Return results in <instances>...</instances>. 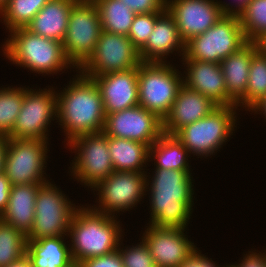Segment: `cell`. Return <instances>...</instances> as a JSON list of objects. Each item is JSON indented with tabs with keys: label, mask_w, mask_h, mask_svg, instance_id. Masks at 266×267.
<instances>
[{
	"label": "cell",
	"mask_w": 266,
	"mask_h": 267,
	"mask_svg": "<svg viewBox=\"0 0 266 267\" xmlns=\"http://www.w3.org/2000/svg\"><path fill=\"white\" fill-rule=\"evenodd\" d=\"M199 248H197L188 258H186L178 267H221L213 261L212 258H208L207 255L201 254ZM224 264L222 267H224Z\"/></svg>",
	"instance_id": "cell-39"
},
{
	"label": "cell",
	"mask_w": 266,
	"mask_h": 267,
	"mask_svg": "<svg viewBox=\"0 0 266 267\" xmlns=\"http://www.w3.org/2000/svg\"><path fill=\"white\" fill-rule=\"evenodd\" d=\"M183 84L209 97L218 106H236L227 93L220 64L207 61L181 60Z\"/></svg>",
	"instance_id": "cell-18"
},
{
	"label": "cell",
	"mask_w": 266,
	"mask_h": 267,
	"mask_svg": "<svg viewBox=\"0 0 266 267\" xmlns=\"http://www.w3.org/2000/svg\"><path fill=\"white\" fill-rule=\"evenodd\" d=\"M49 0H8L0 10V22L6 32L18 28H26L34 16L47 4Z\"/></svg>",
	"instance_id": "cell-30"
},
{
	"label": "cell",
	"mask_w": 266,
	"mask_h": 267,
	"mask_svg": "<svg viewBox=\"0 0 266 267\" xmlns=\"http://www.w3.org/2000/svg\"><path fill=\"white\" fill-rule=\"evenodd\" d=\"M238 18L248 42H255L266 34V0H250Z\"/></svg>",
	"instance_id": "cell-33"
},
{
	"label": "cell",
	"mask_w": 266,
	"mask_h": 267,
	"mask_svg": "<svg viewBox=\"0 0 266 267\" xmlns=\"http://www.w3.org/2000/svg\"><path fill=\"white\" fill-rule=\"evenodd\" d=\"M172 63L142 62L138 67L139 105L162 120L183 85V74Z\"/></svg>",
	"instance_id": "cell-6"
},
{
	"label": "cell",
	"mask_w": 266,
	"mask_h": 267,
	"mask_svg": "<svg viewBox=\"0 0 266 267\" xmlns=\"http://www.w3.org/2000/svg\"><path fill=\"white\" fill-rule=\"evenodd\" d=\"M240 109L218 106L209 115L181 128L175 136L193 157L208 159L217 154L237 130Z\"/></svg>",
	"instance_id": "cell-5"
},
{
	"label": "cell",
	"mask_w": 266,
	"mask_h": 267,
	"mask_svg": "<svg viewBox=\"0 0 266 267\" xmlns=\"http://www.w3.org/2000/svg\"><path fill=\"white\" fill-rule=\"evenodd\" d=\"M27 236L0 220V267H6L26 256Z\"/></svg>",
	"instance_id": "cell-32"
},
{
	"label": "cell",
	"mask_w": 266,
	"mask_h": 267,
	"mask_svg": "<svg viewBox=\"0 0 266 267\" xmlns=\"http://www.w3.org/2000/svg\"><path fill=\"white\" fill-rule=\"evenodd\" d=\"M258 50L255 42H248L237 52L220 62L227 93L237 102L246 92L250 62Z\"/></svg>",
	"instance_id": "cell-25"
},
{
	"label": "cell",
	"mask_w": 266,
	"mask_h": 267,
	"mask_svg": "<svg viewBox=\"0 0 266 267\" xmlns=\"http://www.w3.org/2000/svg\"><path fill=\"white\" fill-rule=\"evenodd\" d=\"M224 267H232L229 263L224 266Z\"/></svg>",
	"instance_id": "cell-47"
},
{
	"label": "cell",
	"mask_w": 266,
	"mask_h": 267,
	"mask_svg": "<svg viewBox=\"0 0 266 267\" xmlns=\"http://www.w3.org/2000/svg\"><path fill=\"white\" fill-rule=\"evenodd\" d=\"M135 14L163 12L166 0H120Z\"/></svg>",
	"instance_id": "cell-36"
},
{
	"label": "cell",
	"mask_w": 266,
	"mask_h": 267,
	"mask_svg": "<svg viewBox=\"0 0 266 267\" xmlns=\"http://www.w3.org/2000/svg\"><path fill=\"white\" fill-rule=\"evenodd\" d=\"M11 186L5 173L2 172L0 174V216L5 211L7 203L9 202Z\"/></svg>",
	"instance_id": "cell-41"
},
{
	"label": "cell",
	"mask_w": 266,
	"mask_h": 267,
	"mask_svg": "<svg viewBox=\"0 0 266 267\" xmlns=\"http://www.w3.org/2000/svg\"><path fill=\"white\" fill-rule=\"evenodd\" d=\"M90 191L95 197L97 195L96 205L91 206L95 211L118 217L135 209L140 202L144 203L143 198L148 197L146 172L114 171Z\"/></svg>",
	"instance_id": "cell-11"
},
{
	"label": "cell",
	"mask_w": 266,
	"mask_h": 267,
	"mask_svg": "<svg viewBox=\"0 0 266 267\" xmlns=\"http://www.w3.org/2000/svg\"><path fill=\"white\" fill-rule=\"evenodd\" d=\"M255 44L260 51L266 57V34H263L260 38L255 41Z\"/></svg>",
	"instance_id": "cell-44"
},
{
	"label": "cell",
	"mask_w": 266,
	"mask_h": 267,
	"mask_svg": "<svg viewBox=\"0 0 266 267\" xmlns=\"http://www.w3.org/2000/svg\"><path fill=\"white\" fill-rule=\"evenodd\" d=\"M248 111L251 112V115L252 113L261 115V117L265 118L264 120L266 122V96L259 100Z\"/></svg>",
	"instance_id": "cell-43"
},
{
	"label": "cell",
	"mask_w": 266,
	"mask_h": 267,
	"mask_svg": "<svg viewBox=\"0 0 266 267\" xmlns=\"http://www.w3.org/2000/svg\"><path fill=\"white\" fill-rule=\"evenodd\" d=\"M142 62L167 63L172 54H185V43L179 35L174 17L165 9L156 20L146 45L139 51ZM171 54V55H170Z\"/></svg>",
	"instance_id": "cell-20"
},
{
	"label": "cell",
	"mask_w": 266,
	"mask_h": 267,
	"mask_svg": "<svg viewBox=\"0 0 266 267\" xmlns=\"http://www.w3.org/2000/svg\"><path fill=\"white\" fill-rule=\"evenodd\" d=\"M77 267H123V260L117 249L100 257L83 260Z\"/></svg>",
	"instance_id": "cell-37"
},
{
	"label": "cell",
	"mask_w": 266,
	"mask_h": 267,
	"mask_svg": "<svg viewBox=\"0 0 266 267\" xmlns=\"http://www.w3.org/2000/svg\"><path fill=\"white\" fill-rule=\"evenodd\" d=\"M92 79L100 90L105 114L139 105L138 67L106 73Z\"/></svg>",
	"instance_id": "cell-19"
},
{
	"label": "cell",
	"mask_w": 266,
	"mask_h": 267,
	"mask_svg": "<svg viewBox=\"0 0 266 267\" xmlns=\"http://www.w3.org/2000/svg\"><path fill=\"white\" fill-rule=\"evenodd\" d=\"M166 9L184 43L206 32L224 15L216 0H166Z\"/></svg>",
	"instance_id": "cell-17"
},
{
	"label": "cell",
	"mask_w": 266,
	"mask_h": 267,
	"mask_svg": "<svg viewBox=\"0 0 266 267\" xmlns=\"http://www.w3.org/2000/svg\"><path fill=\"white\" fill-rule=\"evenodd\" d=\"M107 144L114 171L146 172L150 170L147 144L110 136H107Z\"/></svg>",
	"instance_id": "cell-26"
},
{
	"label": "cell",
	"mask_w": 266,
	"mask_h": 267,
	"mask_svg": "<svg viewBox=\"0 0 266 267\" xmlns=\"http://www.w3.org/2000/svg\"><path fill=\"white\" fill-rule=\"evenodd\" d=\"M51 180L38 190L34 224L27 240L68 236L70 221L79 203H73L61 187Z\"/></svg>",
	"instance_id": "cell-10"
},
{
	"label": "cell",
	"mask_w": 266,
	"mask_h": 267,
	"mask_svg": "<svg viewBox=\"0 0 266 267\" xmlns=\"http://www.w3.org/2000/svg\"><path fill=\"white\" fill-rule=\"evenodd\" d=\"M64 148L75 155L68 173L88 191L114 172L107 136L103 132L75 137L68 144L64 143Z\"/></svg>",
	"instance_id": "cell-7"
},
{
	"label": "cell",
	"mask_w": 266,
	"mask_h": 267,
	"mask_svg": "<svg viewBox=\"0 0 266 267\" xmlns=\"http://www.w3.org/2000/svg\"><path fill=\"white\" fill-rule=\"evenodd\" d=\"M42 185H12L9 202L0 216V220L15 227L27 236L34 224L36 197Z\"/></svg>",
	"instance_id": "cell-22"
},
{
	"label": "cell",
	"mask_w": 266,
	"mask_h": 267,
	"mask_svg": "<svg viewBox=\"0 0 266 267\" xmlns=\"http://www.w3.org/2000/svg\"><path fill=\"white\" fill-rule=\"evenodd\" d=\"M141 63L139 50L128 36L102 30L93 55L79 71L92 79L110 72L130 70Z\"/></svg>",
	"instance_id": "cell-14"
},
{
	"label": "cell",
	"mask_w": 266,
	"mask_h": 267,
	"mask_svg": "<svg viewBox=\"0 0 266 267\" xmlns=\"http://www.w3.org/2000/svg\"><path fill=\"white\" fill-rule=\"evenodd\" d=\"M189 151L175 135L162 134L150 147L148 162L153 169L193 171Z\"/></svg>",
	"instance_id": "cell-27"
},
{
	"label": "cell",
	"mask_w": 266,
	"mask_h": 267,
	"mask_svg": "<svg viewBox=\"0 0 266 267\" xmlns=\"http://www.w3.org/2000/svg\"><path fill=\"white\" fill-rule=\"evenodd\" d=\"M0 87V135L10 136L21 111L24 92L29 86Z\"/></svg>",
	"instance_id": "cell-31"
},
{
	"label": "cell",
	"mask_w": 266,
	"mask_h": 267,
	"mask_svg": "<svg viewBox=\"0 0 266 267\" xmlns=\"http://www.w3.org/2000/svg\"><path fill=\"white\" fill-rule=\"evenodd\" d=\"M122 238L118 251L123 260V267H156L146 243L140 238L137 244L124 246ZM134 244V245H133ZM123 246V247H122Z\"/></svg>",
	"instance_id": "cell-34"
},
{
	"label": "cell",
	"mask_w": 266,
	"mask_h": 267,
	"mask_svg": "<svg viewBox=\"0 0 266 267\" xmlns=\"http://www.w3.org/2000/svg\"><path fill=\"white\" fill-rule=\"evenodd\" d=\"M264 251V252H263ZM248 252V253H247ZM243 253V259H239V262L229 263L232 267H266V251L262 249L260 252L258 249H252Z\"/></svg>",
	"instance_id": "cell-38"
},
{
	"label": "cell",
	"mask_w": 266,
	"mask_h": 267,
	"mask_svg": "<svg viewBox=\"0 0 266 267\" xmlns=\"http://www.w3.org/2000/svg\"><path fill=\"white\" fill-rule=\"evenodd\" d=\"M146 171V195L150 218L157 228L187 229L196 199L192 171L152 169ZM152 174V175H151Z\"/></svg>",
	"instance_id": "cell-1"
},
{
	"label": "cell",
	"mask_w": 266,
	"mask_h": 267,
	"mask_svg": "<svg viewBox=\"0 0 266 267\" xmlns=\"http://www.w3.org/2000/svg\"><path fill=\"white\" fill-rule=\"evenodd\" d=\"M4 40L1 52L11 65L44 77L58 76L68 69L76 71L66 59L62 42L34 34L26 28L10 31Z\"/></svg>",
	"instance_id": "cell-4"
},
{
	"label": "cell",
	"mask_w": 266,
	"mask_h": 267,
	"mask_svg": "<svg viewBox=\"0 0 266 267\" xmlns=\"http://www.w3.org/2000/svg\"><path fill=\"white\" fill-rule=\"evenodd\" d=\"M8 139V136L0 135V174L4 172V163L8 147Z\"/></svg>",
	"instance_id": "cell-42"
},
{
	"label": "cell",
	"mask_w": 266,
	"mask_h": 267,
	"mask_svg": "<svg viewBox=\"0 0 266 267\" xmlns=\"http://www.w3.org/2000/svg\"><path fill=\"white\" fill-rule=\"evenodd\" d=\"M100 14L102 30L128 36L136 15L120 0H92Z\"/></svg>",
	"instance_id": "cell-28"
},
{
	"label": "cell",
	"mask_w": 266,
	"mask_h": 267,
	"mask_svg": "<svg viewBox=\"0 0 266 267\" xmlns=\"http://www.w3.org/2000/svg\"><path fill=\"white\" fill-rule=\"evenodd\" d=\"M26 257L32 267H71L74 264L68 236L27 240Z\"/></svg>",
	"instance_id": "cell-24"
},
{
	"label": "cell",
	"mask_w": 266,
	"mask_h": 267,
	"mask_svg": "<svg viewBox=\"0 0 266 267\" xmlns=\"http://www.w3.org/2000/svg\"><path fill=\"white\" fill-rule=\"evenodd\" d=\"M71 267H77V264L74 263Z\"/></svg>",
	"instance_id": "cell-48"
},
{
	"label": "cell",
	"mask_w": 266,
	"mask_h": 267,
	"mask_svg": "<svg viewBox=\"0 0 266 267\" xmlns=\"http://www.w3.org/2000/svg\"><path fill=\"white\" fill-rule=\"evenodd\" d=\"M218 105L209 97L182 85L167 116L163 132L175 135L181 128L209 115Z\"/></svg>",
	"instance_id": "cell-21"
},
{
	"label": "cell",
	"mask_w": 266,
	"mask_h": 267,
	"mask_svg": "<svg viewBox=\"0 0 266 267\" xmlns=\"http://www.w3.org/2000/svg\"><path fill=\"white\" fill-rule=\"evenodd\" d=\"M102 32L100 14L92 0H78L71 9L63 41L66 59L79 70L93 55Z\"/></svg>",
	"instance_id": "cell-9"
},
{
	"label": "cell",
	"mask_w": 266,
	"mask_h": 267,
	"mask_svg": "<svg viewBox=\"0 0 266 267\" xmlns=\"http://www.w3.org/2000/svg\"><path fill=\"white\" fill-rule=\"evenodd\" d=\"M145 226L140 238L146 243L156 267H178L198 248L186 235L189 229Z\"/></svg>",
	"instance_id": "cell-16"
},
{
	"label": "cell",
	"mask_w": 266,
	"mask_h": 267,
	"mask_svg": "<svg viewBox=\"0 0 266 267\" xmlns=\"http://www.w3.org/2000/svg\"><path fill=\"white\" fill-rule=\"evenodd\" d=\"M49 145L47 140L8 139L4 173L11 185L45 184L50 181L46 173Z\"/></svg>",
	"instance_id": "cell-12"
},
{
	"label": "cell",
	"mask_w": 266,
	"mask_h": 267,
	"mask_svg": "<svg viewBox=\"0 0 266 267\" xmlns=\"http://www.w3.org/2000/svg\"><path fill=\"white\" fill-rule=\"evenodd\" d=\"M80 205L74 211L68 231L75 264L117 250L125 235L119 217L95 211L91 204Z\"/></svg>",
	"instance_id": "cell-3"
},
{
	"label": "cell",
	"mask_w": 266,
	"mask_h": 267,
	"mask_svg": "<svg viewBox=\"0 0 266 267\" xmlns=\"http://www.w3.org/2000/svg\"><path fill=\"white\" fill-rule=\"evenodd\" d=\"M162 12L142 13L134 16L128 38L140 51L147 43L153 31L157 17Z\"/></svg>",
	"instance_id": "cell-35"
},
{
	"label": "cell",
	"mask_w": 266,
	"mask_h": 267,
	"mask_svg": "<svg viewBox=\"0 0 266 267\" xmlns=\"http://www.w3.org/2000/svg\"><path fill=\"white\" fill-rule=\"evenodd\" d=\"M32 88L28 87L24 92L21 111L9 138L50 141V125L57 120V86Z\"/></svg>",
	"instance_id": "cell-13"
},
{
	"label": "cell",
	"mask_w": 266,
	"mask_h": 267,
	"mask_svg": "<svg viewBox=\"0 0 266 267\" xmlns=\"http://www.w3.org/2000/svg\"><path fill=\"white\" fill-rule=\"evenodd\" d=\"M266 96V57L256 51L250 62L248 85L245 94L236 102L240 111H247ZM242 109V110H241Z\"/></svg>",
	"instance_id": "cell-29"
},
{
	"label": "cell",
	"mask_w": 266,
	"mask_h": 267,
	"mask_svg": "<svg viewBox=\"0 0 266 267\" xmlns=\"http://www.w3.org/2000/svg\"><path fill=\"white\" fill-rule=\"evenodd\" d=\"M77 1L49 0L26 26V29L34 34L63 43L70 12Z\"/></svg>",
	"instance_id": "cell-23"
},
{
	"label": "cell",
	"mask_w": 266,
	"mask_h": 267,
	"mask_svg": "<svg viewBox=\"0 0 266 267\" xmlns=\"http://www.w3.org/2000/svg\"><path fill=\"white\" fill-rule=\"evenodd\" d=\"M6 267H32V266H31L30 260L25 256L21 260L15 263H11L10 265Z\"/></svg>",
	"instance_id": "cell-45"
},
{
	"label": "cell",
	"mask_w": 266,
	"mask_h": 267,
	"mask_svg": "<svg viewBox=\"0 0 266 267\" xmlns=\"http://www.w3.org/2000/svg\"><path fill=\"white\" fill-rule=\"evenodd\" d=\"M250 0H231V2H225L216 0L220 5L223 14L239 15L242 10L248 5Z\"/></svg>",
	"instance_id": "cell-40"
},
{
	"label": "cell",
	"mask_w": 266,
	"mask_h": 267,
	"mask_svg": "<svg viewBox=\"0 0 266 267\" xmlns=\"http://www.w3.org/2000/svg\"><path fill=\"white\" fill-rule=\"evenodd\" d=\"M103 133L110 137L145 143L150 147L164 133L163 120L137 105L106 114Z\"/></svg>",
	"instance_id": "cell-15"
},
{
	"label": "cell",
	"mask_w": 266,
	"mask_h": 267,
	"mask_svg": "<svg viewBox=\"0 0 266 267\" xmlns=\"http://www.w3.org/2000/svg\"><path fill=\"white\" fill-rule=\"evenodd\" d=\"M8 0H0V10L6 5Z\"/></svg>",
	"instance_id": "cell-46"
},
{
	"label": "cell",
	"mask_w": 266,
	"mask_h": 267,
	"mask_svg": "<svg viewBox=\"0 0 266 267\" xmlns=\"http://www.w3.org/2000/svg\"><path fill=\"white\" fill-rule=\"evenodd\" d=\"M248 43L238 15L224 14L206 32L185 43L182 60L207 61L220 64L222 60Z\"/></svg>",
	"instance_id": "cell-8"
},
{
	"label": "cell",
	"mask_w": 266,
	"mask_h": 267,
	"mask_svg": "<svg viewBox=\"0 0 266 267\" xmlns=\"http://www.w3.org/2000/svg\"><path fill=\"white\" fill-rule=\"evenodd\" d=\"M65 87L56 89L58 128L68 144L75 137L103 132L106 114L96 83L79 70Z\"/></svg>",
	"instance_id": "cell-2"
}]
</instances>
